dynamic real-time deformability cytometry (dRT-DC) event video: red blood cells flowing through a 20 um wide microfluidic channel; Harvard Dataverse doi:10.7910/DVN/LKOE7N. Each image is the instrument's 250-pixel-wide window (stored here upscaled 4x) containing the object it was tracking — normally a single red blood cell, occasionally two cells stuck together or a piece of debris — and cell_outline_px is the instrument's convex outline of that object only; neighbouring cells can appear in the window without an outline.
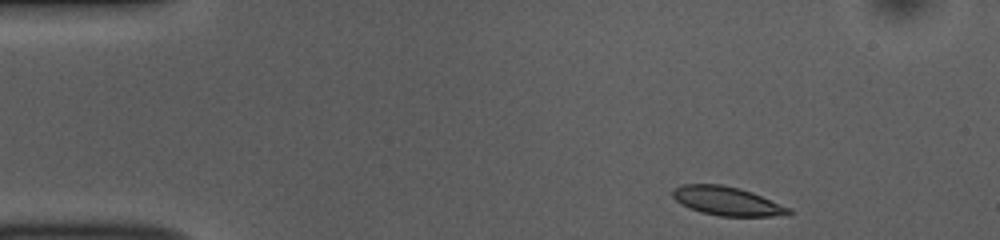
{"species": "common noctule bat (a hibernating species)", "species_latin": "Nyctalus noctula", "temperature_condition": "room temperature", "stored_images_in_passage": 47, "camera_frame_rate_fps": 3000, "um_per_image_px": 0.085, "animal": {"sex": "female", "body_mass_g": 10.0, "forearm_length_mm": 53.1}, "frame": {"image": 1, "passage_image": 1, "time_ms": 0.0, "image_size_px": [1000, 240], "cell_outline_px": [[792, 212], [788, 216], [720, 216], [700, 212], [688, 208], [680, 204], [672, 196], [672, 188], [684, 184], [724, 184], [740, 188], [752, 192], [792, 208]], "centroid_in_image_um": [61.81, 17.09], "position_along_channel_um": 23.2, "area_um2": 19.83}}
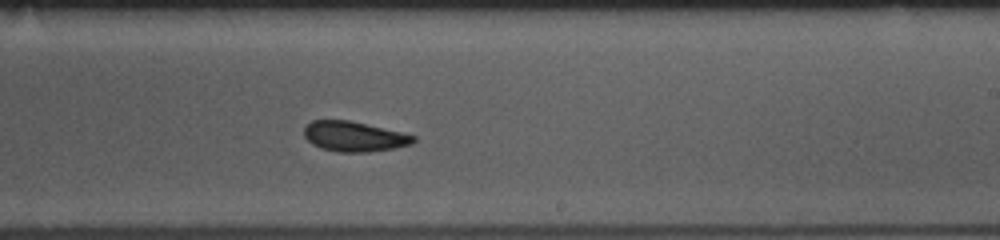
{"frame": {"image": 2, "passage_image": 26, "time_ms": 8.333, "image_size_px": [1000, 240], "cell_outline_px": [[416, 140], [412, 144], [396, 148], [368, 152], [340, 152], [320, 148], [312, 144], [304, 136], [304, 128], [312, 120], [348, 120], [404, 132], [416, 136]], "centroid_in_image_um": [30.13, 11.6], "position_along_channel_um": 258.9, "area_um2": 19.31}}
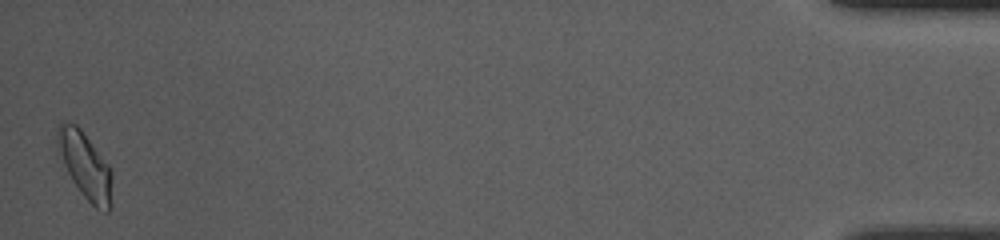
{"frame": {"image": 3, "passage_image": 47, "time_ms": 15.333, "image_size_px": [1000, 240], "cell_outline_px": [[112, 204], [108, 212], [104, 212], [96, 208], [84, 196], [72, 180], [56, 148], [56, 132], [60, 124], [64, 120], [76, 124], [80, 128], [112, 168]], "centroid_in_image_um": [7.26, 14.06], "position_along_channel_um": 427.9, "area_um2": 21.39}, "authors_computed_cell_mechanics": {"area_um2": 19.7098, "velocity_mm_per_s": 3.7003, "shape_relaxation_time_tau1_ms": 6.7531, "shape_relaxation_time_tau2_ms": 2.2796, "deformation_change_tau1": 0.1196, "deformation_change_tau2": 0.0649}}